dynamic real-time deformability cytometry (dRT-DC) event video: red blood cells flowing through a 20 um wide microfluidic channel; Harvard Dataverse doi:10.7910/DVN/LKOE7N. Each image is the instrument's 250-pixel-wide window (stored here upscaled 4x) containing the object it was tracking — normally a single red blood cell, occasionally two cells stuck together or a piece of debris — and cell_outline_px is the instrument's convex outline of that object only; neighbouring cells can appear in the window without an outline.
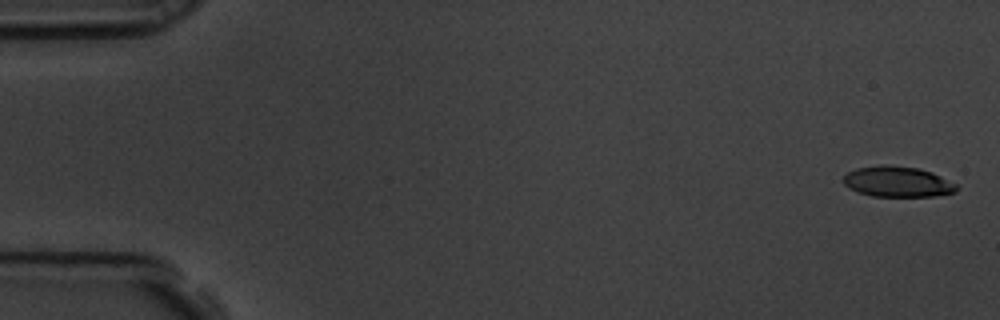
{"species": "common noctule bat (a hibernating species)", "species_latin": "Nyctalus noctula", "temperature_condition": "room temperature", "stored_images_in_passage": 6, "camera_frame_rate_fps": 3000, "um_per_image_px": 0.085, "animal": {"sex": "male", "body_mass_g": 19.5, "forearm_length_mm": 54.6}, "frame": {"image": 1, "passage_image": 1, "time_ms": 0.0, "image_size_px": [1000, 320], "cell_outline_px": [[960, 188], [956, 192], [936, 196], [872, 196], [856, 192], [848, 188], [840, 180], [848, 172], [856, 168], [916, 168], [932, 172], [956, 184]], "centroid_in_image_um": [76.31, 15.51], "position_along_channel_um": 8.7, "area_um2": 19.48}}
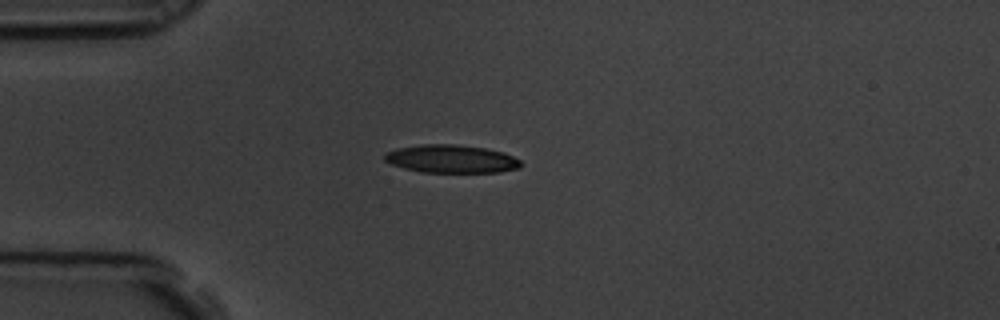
{"frame": {"image": 2, "passage_image": 5, "time_ms": 1.333, "image_size_px": [1000, 320], "cell_outline_px": [[520, 168], [500, 172], [420, 172], [404, 168], [392, 164], [384, 160], [384, 152], [396, 148], [420, 144], [456, 144], [484, 148], [504, 152], [520, 160]], "centroid_in_image_um": [38.33, 13.5], "position_along_channel_um": 46.7, "area_um2": 22.37}}